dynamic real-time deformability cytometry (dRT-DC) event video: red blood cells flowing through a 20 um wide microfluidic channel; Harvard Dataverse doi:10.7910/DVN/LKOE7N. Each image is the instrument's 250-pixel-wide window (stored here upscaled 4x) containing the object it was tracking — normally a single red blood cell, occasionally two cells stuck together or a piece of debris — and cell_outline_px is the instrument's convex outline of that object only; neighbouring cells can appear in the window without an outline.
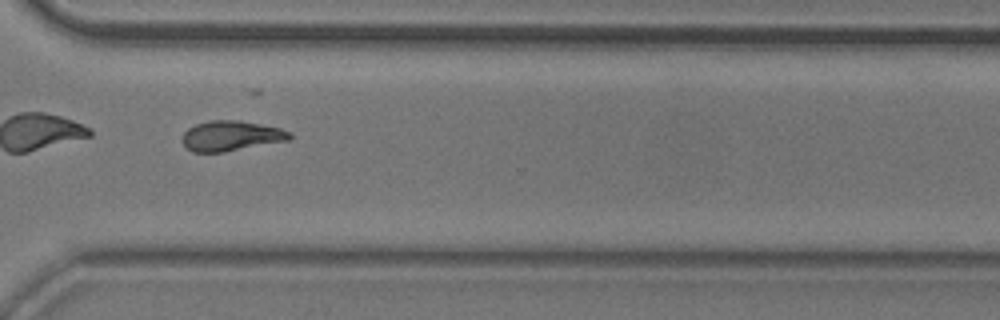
{"species": "common noctule bat (a hibernating species)", "species_latin": "Nyctalus noctula", "temperature_condition": "room temperature", "stored_images_in_passage": 55, "camera_frame_rate_fps": 3000, "um_per_image_px": 0.085, "animal": {"sex": "male", "body_mass_g": 20.5, "forearm_length_mm": 52.5}, "frame": {"image": 1, "passage_image": 40, "time_ms": 13.0, "image_size_px": [1000, 320], "cell_outline_px": [[292, 140], [224, 152], [192, 152], [184, 148], [184, 132], [188, 128], [196, 124], [208, 120], [240, 120], [280, 128], [292, 132]], "centroid_in_image_um": [19.68, 11.55], "position_along_channel_um": 350.9, "area_um2": 19.07}}
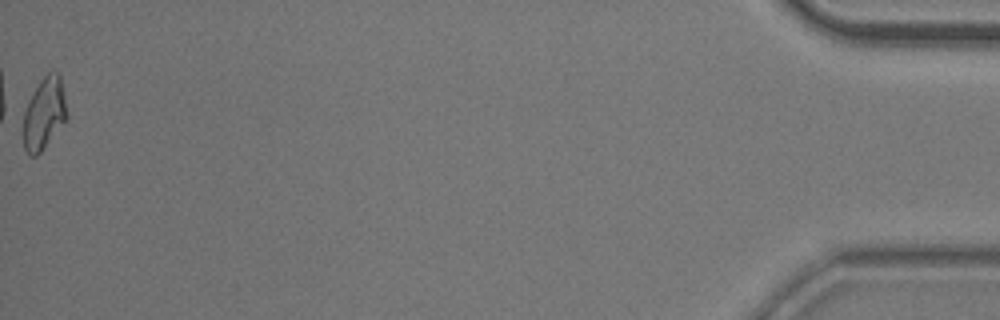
{"frame": {"image": 2, "passage_image": 55, "time_ms": 18.0, "image_size_px": [1000, 320], "cell_outline_px": [[68, 116], [40, 152], [36, 156], [28, 156], [24, 148], [20, 132], [20, 112], [40, 80], [48, 72], [60, 72]], "centroid_in_image_um": [3.65, 9.66], "position_along_channel_um": 431.5, "area_um2": 19.07}, "authors_computed_cell_mechanics": {"area_um2": 18.785, "velocity_mm_per_s": 3.595, "shape_relaxation_time_tau1_ms": 5.7114, "shape_relaxation_time_tau2_ms": 6.2967, "deformation_change_tau1": 0.1699, "deformation_change_tau2": 0.1411}}